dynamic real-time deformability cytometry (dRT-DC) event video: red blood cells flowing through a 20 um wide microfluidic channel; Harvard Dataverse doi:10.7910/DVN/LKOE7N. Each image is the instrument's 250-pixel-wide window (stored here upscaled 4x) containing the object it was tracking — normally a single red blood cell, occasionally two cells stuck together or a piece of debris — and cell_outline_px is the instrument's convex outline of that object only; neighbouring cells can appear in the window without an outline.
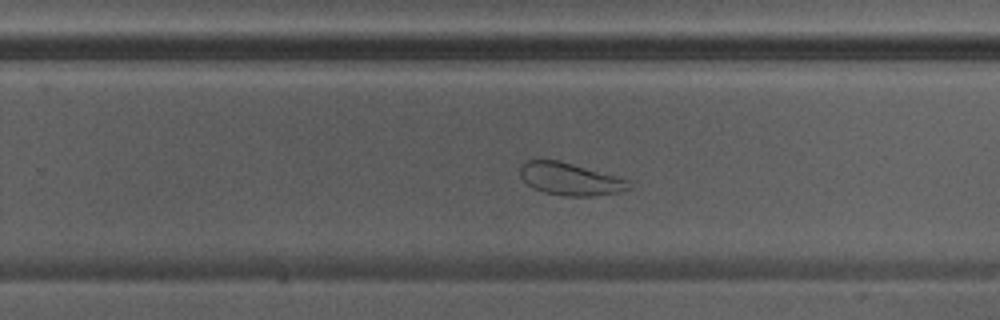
{"species": "Egyptian fruit bat (a non-hibernating species)", "species_latin": "Rousettus aegyptiacus", "temperature_condition": "warm", "stored_images_in_passage": 38, "camera_frame_rate_fps": 3000, "um_per_image_px": 0.085, "animal": {"sex": "male"}, "frame": {"image": 1, "passage_image": 22, "time_ms": 7.0, "image_size_px": [1000, 320], "cell_outline_px": [[632, 188], [620, 192], [596, 196], [564, 196], [544, 192], [532, 188], [520, 176], [520, 168], [528, 160], [560, 160], [616, 176], [628, 180], [632, 184]], "centroid_in_image_um": [48.49, 15.23], "position_along_channel_um": 281.3, "area_um2": 20.58}}
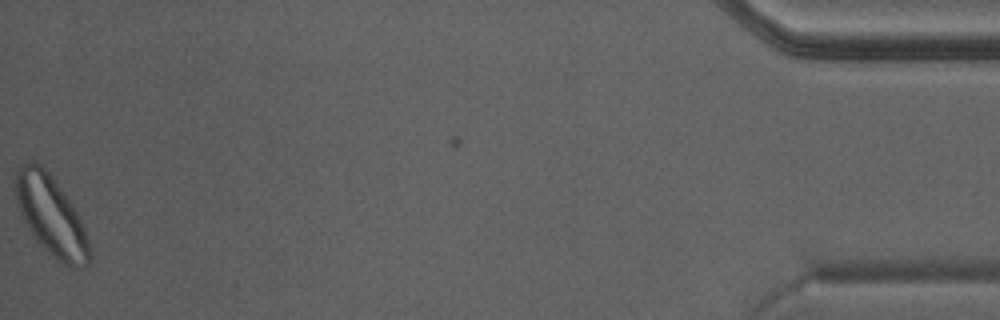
{"frame": {"image": 2, "passage_image": 37, "time_ms": 12.0, "image_size_px": [1000, 320], "cell_outline_px": [[92, 252], [88, 264], [84, 268], [68, 268], [56, 260], [36, 240], [20, 216], [16, 200], [12, 180], [16, 172], [28, 160], [36, 160], [48, 172], [64, 192], [72, 204], [84, 228]], "centroid_in_image_um": [4.32, 18.35], "position_along_channel_um": 430.9, "area_um2": 34.8}}